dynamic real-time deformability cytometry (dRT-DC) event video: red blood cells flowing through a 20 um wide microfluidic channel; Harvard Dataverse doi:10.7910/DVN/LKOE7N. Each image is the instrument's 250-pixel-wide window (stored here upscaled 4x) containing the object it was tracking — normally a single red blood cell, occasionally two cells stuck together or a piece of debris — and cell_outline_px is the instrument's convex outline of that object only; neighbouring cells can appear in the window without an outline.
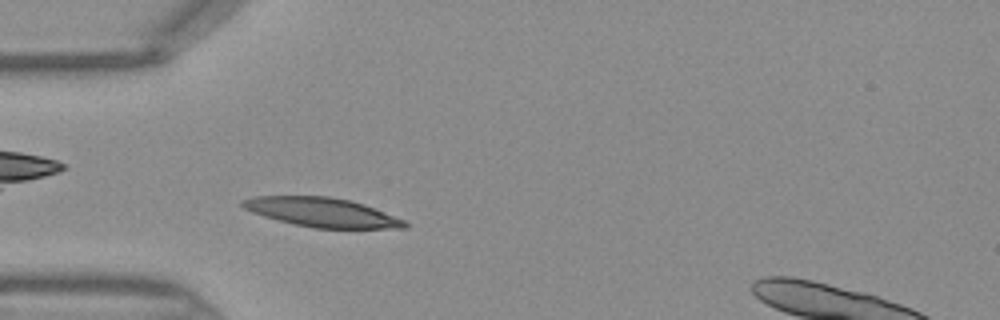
{"species": "Egyptian fruit bat (a non-hibernating species)", "species_latin": "Rousettus aegyptiacus", "temperature_condition": "warm", "stored_images_in_passage": 36, "camera_frame_rate_fps": 3000, "um_per_image_px": 0.085, "frame": {"image": 1, "passage_image": 7, "time_ms": 2.0, "image_size_px": [1000, 320], "cell_outline_px": [[412, 224], [408, 228], [312, 228], [292, 224], [264, 216], [252, 212], [244, 208], [240, 204], [240, 200], [252, 196], [328, 196], [348, 200], [364, 204], [404, 220]], "centroid_in_image_um": [27.35, 18.05], "position_along_channel_um": 57.6, "area_um2": 27.63}}
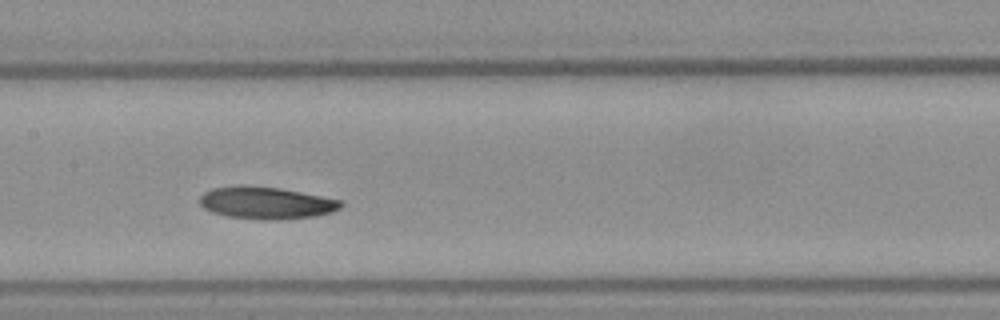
{"frame": {"image": 2, "passage_image": 16, "time_ms": 5.0, "image_size_px": [1000, 320], "cell_outline_px": [[344, 204], [340, 208], [332, 212], [312, 216], [280, 220], [260, 220], [228, 216], [212, 212], [204, 208], [200, 204], [200, 196], [204, 192], [212, 188], [244, 184], [280, 188], [344, 200]], "centroid_in_image_um": [22.63, 17.23], "position_along_channel_um": 184.8, "area_um2": 26.76}}
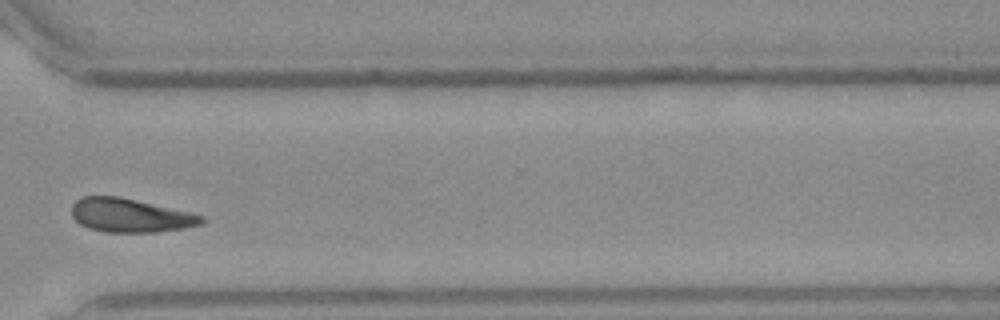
{"frame": {"image": 3, "passage_image": 28, "time_ms": 9.0, "image_size_px": [1000, 320], "cell_outline_px": [[204, 224], [184, 228], [156, 232], [104, 232], [88, 228], [80, 224], [72, 216], [72, 204], [80, 196], [116, 196], [136, 200], [192, 212], [204, 216]], "centroid_in_image_um": [11.08, 18.31], "position_along_channel_um": 359.5, "area_um2": 25.66}}